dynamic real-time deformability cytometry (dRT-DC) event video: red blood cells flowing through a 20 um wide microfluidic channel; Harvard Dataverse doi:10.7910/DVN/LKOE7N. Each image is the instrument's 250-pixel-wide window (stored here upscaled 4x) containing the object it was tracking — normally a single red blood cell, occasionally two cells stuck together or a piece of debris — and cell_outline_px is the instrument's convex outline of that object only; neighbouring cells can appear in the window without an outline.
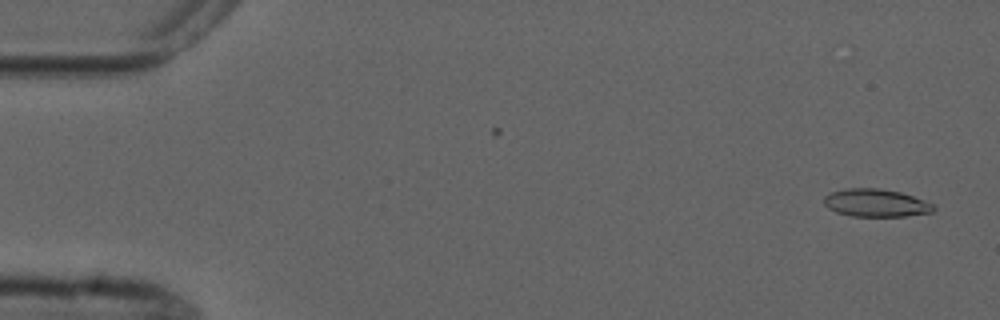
{"species": "common noctule bat (a hibernating species)", "species_latin": "Nyctalus noctula", "temperature_condition": "cold", "stored_images_in_passage": 4, "camera_frame_rate_fps": 3000, "um_per_image_px": 0.085, "animal": {"sex": "male", "forearm_length_mm": 52.5}, "frame": {"image": 1, "passage_image": 1, "time_ms": 0.0, "image_size_px": [1000, 320], "cell_outline_px": [[936, 208], [932, 212], [904, 216], [852, 216], [836, 212], [828, 208], [824, 204], [824, 196], [828, 192], [848, 188], [880, 188], [900, 192], [912, 196], [932, 204]], "centroid_in_image_um": [74.4, 17.24], "position_along_channel_um": 10.6, "area_um2": 17.69}}
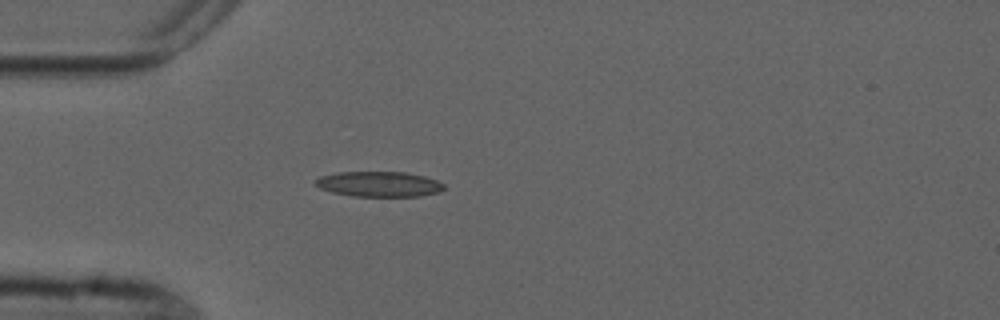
{"frame": {"image": 2, "passage_image": 4, "time_ms": 4.333, "image_size_px": [1000, 320], "cell_outline_px": [[444, 188], [440, 192], [420, 196], [352, 196], [332, 192], [320, 188], [316, 184], [316, 180], [320, 176], [336, 172], [404, 172], [424, 176], [436, 180], [444, 184]], "centroid_in_image_um": [32.23, 15.65], "position_along_channel_um": 52.8, "area_um2": 18.84}}